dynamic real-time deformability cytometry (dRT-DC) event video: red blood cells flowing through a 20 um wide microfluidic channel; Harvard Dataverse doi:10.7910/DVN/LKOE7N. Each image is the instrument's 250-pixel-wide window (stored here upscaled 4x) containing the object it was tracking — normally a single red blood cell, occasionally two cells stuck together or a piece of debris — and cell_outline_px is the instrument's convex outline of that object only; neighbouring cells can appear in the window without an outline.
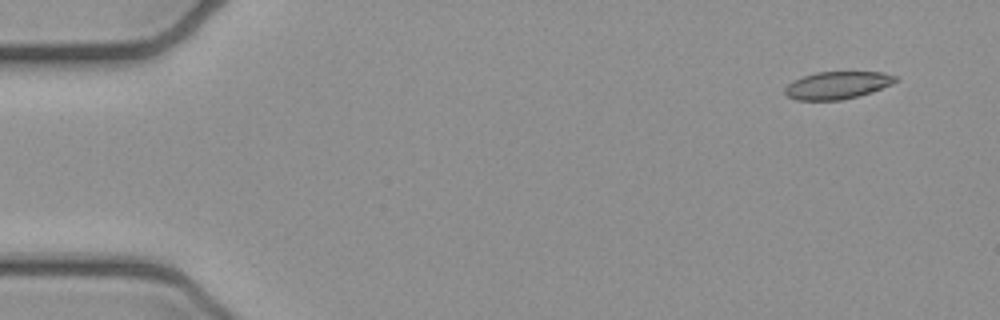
{"species": "common noctule bat (a hibernating species)", "species_latin": "Nyctalus noctula", "temperature_condition": "cold", "stored_images_in_passage": 49, "camera_frame_rate_fps": 3000, "um_per_image_px": 0.085, "animal": {"sex": "female", "body_mass_g": 21.9}, "frame": {"image": 1, "passage_image": 1, "time_ms": 0.0, "image_size_px": [1000, 320], "cell_outline_px": [[896, 80], [892, 84], [872, 92], [840, 100], [796, 100], [788, 96], [784, 92], [784, 88], [792, 80], [816, 72], [884, 72], [896, 76]], "centroid_in_image_um": [71.15, 7.24], "position_along_channel_um": 13.9, "area_um2": 17.63}}
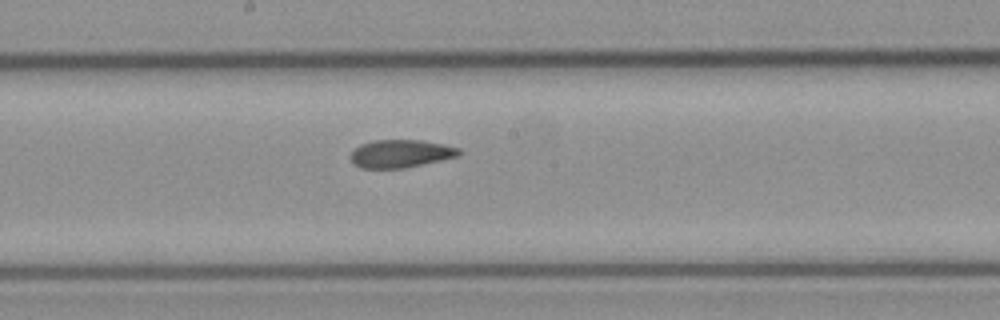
{"frame": {"image": 2, "passage_image": 25, "time_ms": 8.0, "image_size_px": [1000, 320], "cell_outline_px": [[464, 152], [460, 156], [404, 168], [360, 168], [352, 164], [348, 156], [360, 144], [372, 140], [424, 140], [444, 144], [460, 148]], "centroid_in_image_um": [34.07, 13.05], "position_along_channel_um": 214.1, "area_um2": 17.98}}
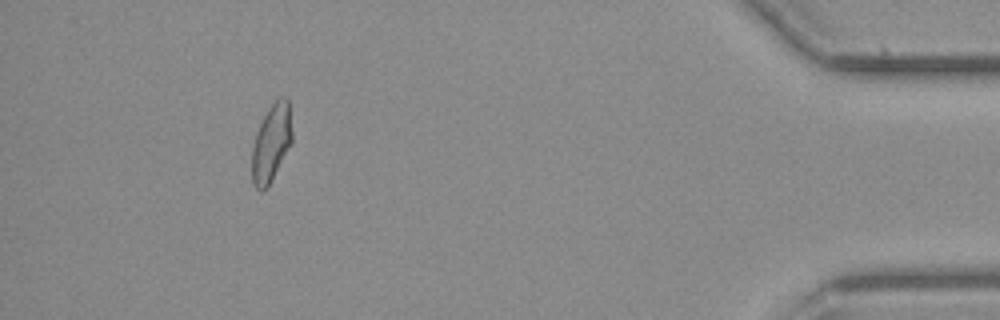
{"frame": {"image": 3, "passage_image": 45, "time_ms": 14.667, "image_size_px": [1000, 320], "cell_outline_px": [[292, 144], [268, 188], [260, 192], [256, 188], [252, 180], [252, 144], [256, 132], [268, 108], [280, 96], [288, 96], [292, 132]], "centroid_in_image_um": [23.07, 12.17], "position_along_channel_um": 412.1, "area_um2": 18.5}, "authors_computed_cell_mechanics": {"area_um2": 18.3226, "velocity_mm_per_s": 3.9344, "shape_relaxation_time_tau1_ms": null, "shape_relaxation_time_tau2_ms": 1.8383, "deformation_change_tau1": null, "deformation_change_tau2": 0.0804}}